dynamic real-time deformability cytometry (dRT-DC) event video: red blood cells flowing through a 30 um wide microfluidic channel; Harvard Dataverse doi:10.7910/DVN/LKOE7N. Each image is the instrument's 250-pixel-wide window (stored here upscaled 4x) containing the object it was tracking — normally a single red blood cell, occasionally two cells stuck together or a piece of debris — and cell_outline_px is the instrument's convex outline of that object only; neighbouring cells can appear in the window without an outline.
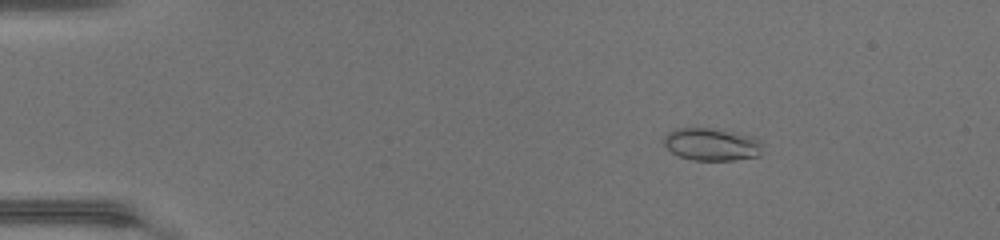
{"species": "common noctule bat (a hibernating species)", "species_latin": "Nyctalus noctula", "temperature_condition": "warm", "stored_images_in_passage": 45, "camera_frame_rate_fps": 3000, "um_per_image_px": 0.085, "animal": {"sex": "female", "body_mass_g": 17.0, "forearm_length_mm": 48.0}, "frame": {"image": 1, "passage_image": 5, "time_ms": 1.333, "image_size_px": [1000, 240], "cell_outline_px": [[764, 144], [760, 156], [732, 160], [692, 160], [680, 156], [672, 152], [664, 144], [664, 136], [668, 132], [676, 128], [720, 128], [752, 136], [760, 140]], "centroid_in_image_um": [60.54, 12.26], "position_along_channel_um": 24.5, "area_um2": 19.02}}
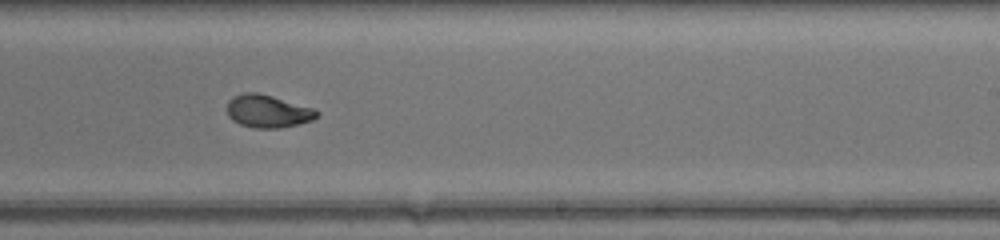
{"frame": {"image": 2, "passage_image": 28, "time_ms": 9.0, "image_size_px": [1000, 240], "cell_outline_px": [[320, 112], [312, 120], [280, 128], [252, 128], [240, 124], [232, 120], [228, 116], [228, 100], [232, 96], [244, 92], [256, 92], [272, 96], [312, 108]], "centroid_in_image_um": [22.72, 9.45], "position_along_channel_um": 266.3, "area_um2": 16.99}}
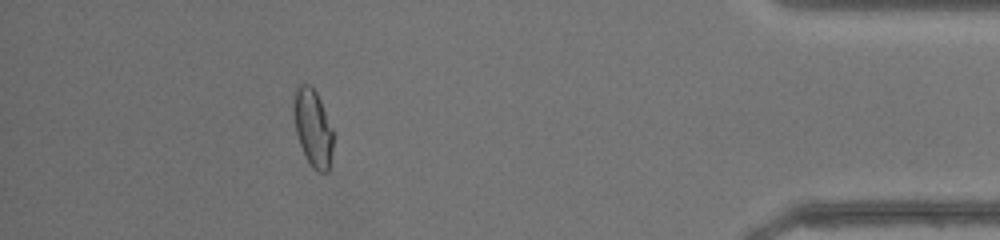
{"frame": {"image": 3, "passage_image": 41, "time_ms": 13.333, "image_size_px": [1000, 240], "cell_outline_px": [[336, 132], [328, 172], [320, 172], [312, 168], [300, 144], [296, 132], [292, 108], [292, 104], [296, 88], [300, 84], [308, 84], [316, 92]], "centroid_in_image_um": [26.63, 10.86], "position_along_channel_um": 408.6, "area_um2": 18.15}, "authors_computed_cell_mechanics": {"area_um2": 17.34, "velocity_mm_per_s": 4.3972, "shape_relaxation_time_tau1_ms": 4.4561, "shape_relaxation_time_tau2_ms": 0.8965, "deformation_change_tau1": 0.2137, "deformation_change_tau2": 0.0586}}